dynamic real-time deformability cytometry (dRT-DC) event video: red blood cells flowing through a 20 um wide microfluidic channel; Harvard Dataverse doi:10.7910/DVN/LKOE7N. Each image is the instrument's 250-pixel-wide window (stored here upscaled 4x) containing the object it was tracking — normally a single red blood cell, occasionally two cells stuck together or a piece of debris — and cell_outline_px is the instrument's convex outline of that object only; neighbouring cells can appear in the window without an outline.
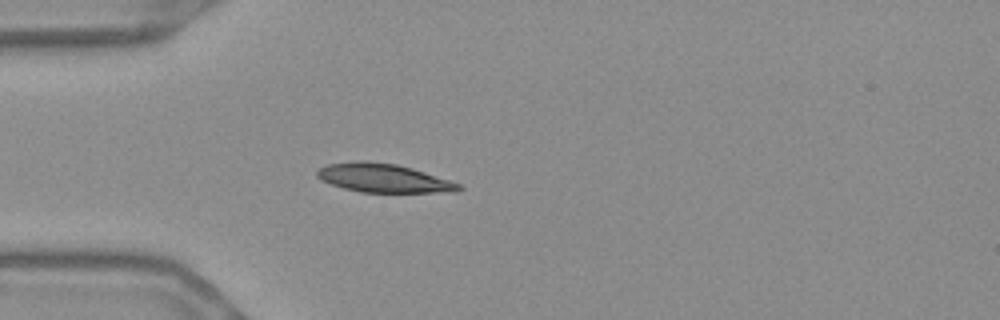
{"species": "Egyptian fruit bat (a non-hibernating species)", "species_latin": "Rousettus aegyptiacus", "temperature_condition": "warm", "stored_images_in_passage": 41, "camera_frame_rate_fps": 3000, "um_per_image_px": 0.085, "frame": {"image": 1, "passage_image": 1, "time_ms": 0.0, "image_size_px": [1000, 320], "cell_outline_px": [[464, 188], [456, 192], [360, 192], [344, 188], [320, 180], [316, 176], [316, 172], [320, 168], [328, 164], [356, 160], [368, 160], [396, 164], [412, 168], [460, 184]], "centroid_in_image_um": [32.57, 15.13], "position_along_channel_um": 52.4, "area_um2": 23.64}}
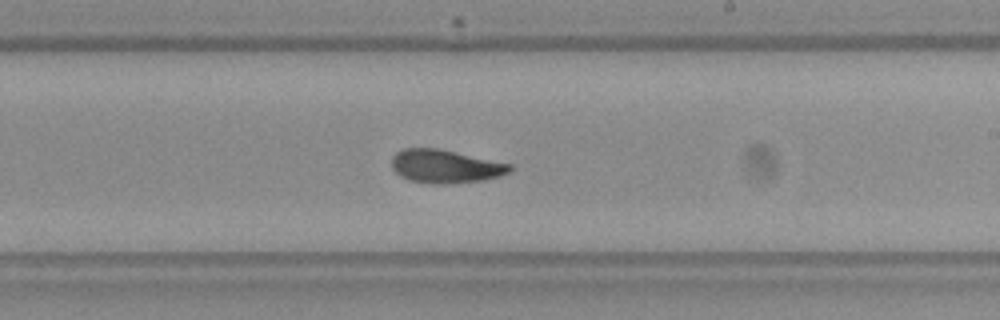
{"frame": {"image": 2, "passage_image": 18, "time_ms": 5.667, "image_size_px": [1000, 320], "cell_outline_px": [[512, 168], [508, 172], [500, 176], [484, 180], [448, 184], [432, 184], [408, 180], [400, 176], [392, 168], [392, 156], [396, 152], [404, 148], [436, 148], [512, 164]], "centroid_in_image_um": [37.83, 14.15], "position_along_channel_um": 251.2, "area_um2": 22.95}}
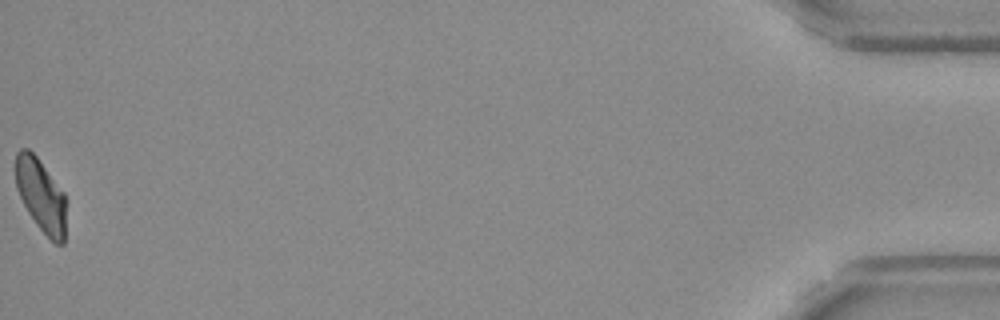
{"frame": {"image": 3, "passage_image": 41, "time_ms": 13.333, "image_size_px": [1000, 320], "cell_outline_px": [[68, 200], [64, 244], [56, 244], [36, 224], [28, 212], [16, 188], [16, 152], [20, 148], [28, 148], [36, 156], [64, 192]], "centroid_in_image_um": [3.52, 16.62], "position_along_channel_um": 431.7, "area_um2": 21.73}, "authors_computed_cell_mechanics": {"area_um2": 22.9466, "velocity_mm_per_s": 3.6588, "shape_relaxation_time_tau1_ms": 4.5136, "shape_relaxation_time_tau2_ms": 2.655, "deformation_change_tau1": 0.1551, "deformation_change_tau2": 0.0622}}